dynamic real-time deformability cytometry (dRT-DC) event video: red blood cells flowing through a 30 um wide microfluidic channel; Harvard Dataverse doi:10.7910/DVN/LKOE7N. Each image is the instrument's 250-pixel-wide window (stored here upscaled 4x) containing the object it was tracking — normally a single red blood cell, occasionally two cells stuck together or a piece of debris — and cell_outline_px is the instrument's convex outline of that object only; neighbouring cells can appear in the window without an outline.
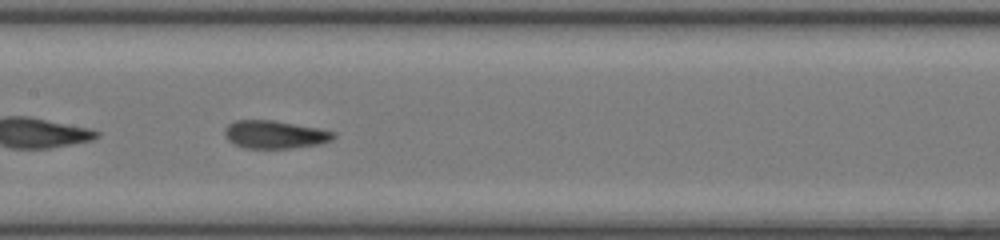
{"species": "common noctule bat (a hibernating species)", "species_latin": "Nyctalus noctula", "temperature_condition": "room temperature", "stored_images_in_passage": 48, "camera_frame_rate_fps": 3000, "um_per_image_px": 0.085, "animal": {"sex": "female", "body_mass_g": 17.0, "forearm_length_mm": 48.0}, "frame": {"image": 1, "passage_image": 23, "time_ms": 7.333, "image_size_px": [1000, 240], "cell_outline_px": [[336, 136], [332, 140], [320, 144], [292, 148], [244, 148], [228, 140], [224, 136], [224, 128], [228, 124], [236, 120], [272, 120], [316, 128], [336, 132]], "centroid_in_image_um": [23.35, 11.44], "position_along_channel_um": 184.1, "area_um2": 17.69}}
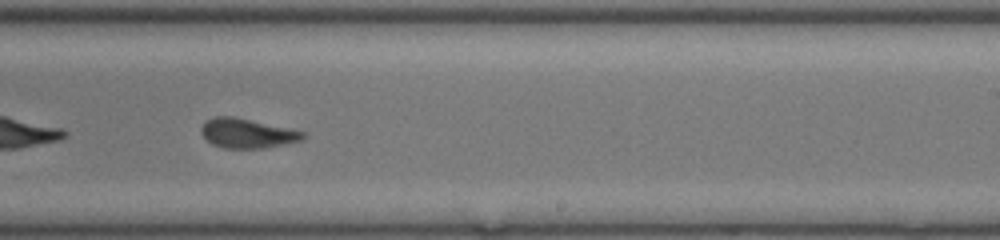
{"frame": {"image": 2, "passage_image": 29, "time_ms": 9.333, "image_size_px": [1000, 240], "cell_outline_px": [[308, 136], [304, 140], [264, 148], [224, 148], [212, 144], [200, 132], [200, 128], [204, 120], [216, 116], [232, 116], [292, 128], [304, 132]], "centroid_in_image_um": [21.04, 11.32], "position_along_channel_um": 268.0, "area_um2": 17.74}}
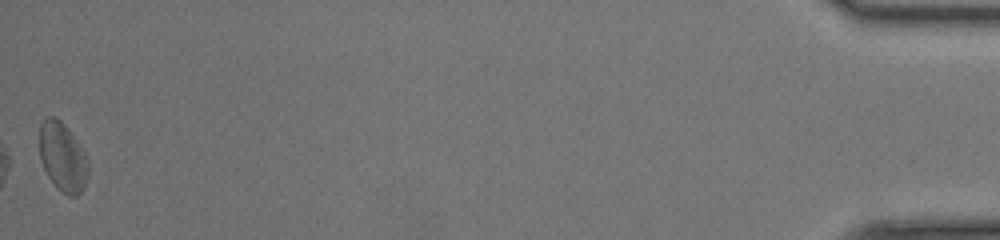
{"frame": {"image": 3, "passage_image": 48, "time_ms": 15.667, "image_size_px": [1000, 240], "cell_outline_px": [[88, 176], [84, 188], [76, 196], [68, 196], [48, 176], [40, 160], [40, 124], [48, 116], [56, 116], [64, 124], [88, 156]], "centroid_in_image_um": [5.34, 13.33], "position_along_channel_um": 429.9, "area_um2": 19.42}, "authors_computed_cell_mechanics": {"area_um2": 17.9758, "velocity_mm_per_s": 4.2203, "shape_relaxation_time_tau1_ms": 6.8135, "shape_relaxation_time_tau2_ms": 2.0096, "deformation_change_tau1": 0.187, "deformation_change_tau2": 0.0913}}